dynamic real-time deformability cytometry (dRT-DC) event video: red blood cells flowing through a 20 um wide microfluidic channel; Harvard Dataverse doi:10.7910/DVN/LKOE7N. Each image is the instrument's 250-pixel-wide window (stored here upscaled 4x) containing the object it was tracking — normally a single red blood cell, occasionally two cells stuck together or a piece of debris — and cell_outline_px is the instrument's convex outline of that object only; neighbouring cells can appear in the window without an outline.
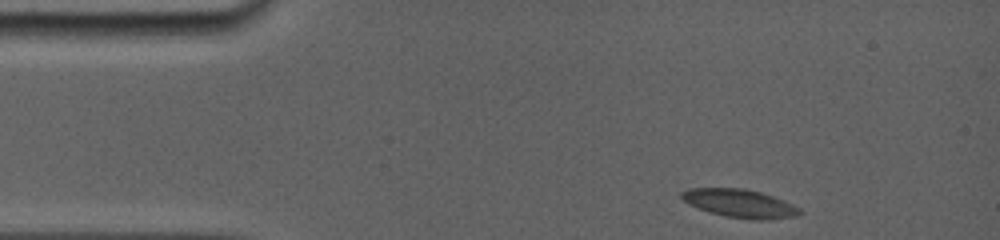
{"species": "common noctule bat (a hibernating species)", "species_latin": "Nyctalus noctula", "temperature_condition": "room temperature", "stored_images_in_passage": 61, "camera_frame_rate_fps": 5000, "um_per_image_px": 0.085, "animal": {"sex": "female", "body_mass_g": 19.0, "forearm_length_mm": 56.7}, "frame": {"image": 1, "passage_image": 1, "time_ms": 0.0, "image_size_px": [1000, 240], "cell_outline_px": [[804, 212], [800, 216], [768, 220], [752, 220], [724, 216], [708, 212], [688, 204], [680, 196], [680, 192], [688, 188], [744, 188], [760, 192], [784, 200], [800, 208]], "centroid_in_image_um": [62.91, 17.3], "position_along_channel_um": 22.1, "area_um2": 19.83}}
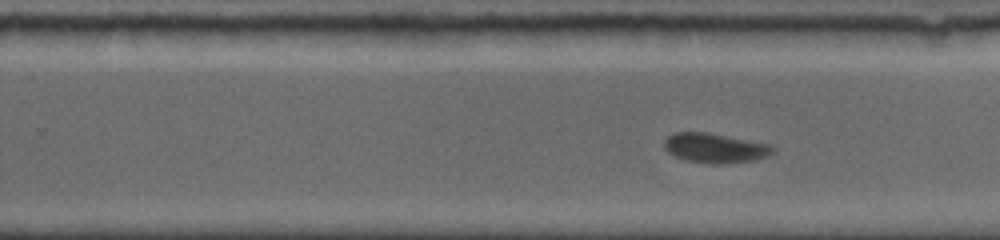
{"frame": {"image": 2, "passage_image": 33, "time_ms": 8.2, "image_size_px": [1000, 240], "cell_outline_px": [[776, 148], [772, 152], [756, 160], [724, 164], [708, 164], [688, 160], [676, 156], [668, 152], [664, 148], [664, 140], [668, 136], [676, 132], [708, 132], [772, 144]], "centroid_in_image_um": [60.79, 12.57], "position_along_channel_um": 269.0, "area_um2": 18.84}}
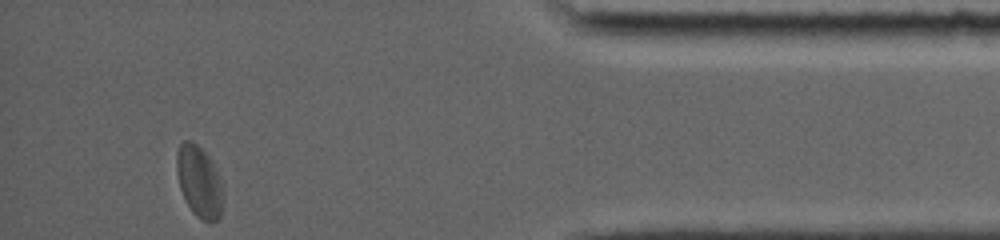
{"frame": {"image": 3, "passage_image": 61, "time_ms": 13.0, "image_size_px": [1000, 240], "cell_outline_px": [[224, 196], [220, 216], [212, 224], [208, 224], [200, 220], [192, 212], [180, 188], [176, 172], [176, 152], [180, 144], [184, 140], [188, 140], [196, 144], [212, 160], [224, 184]], "centroid_in_image_um": [16.97, 15.47], "position_along_channel_um": 418.2, "area_um2": 19.88}, "authors_computed_cell_mechanics": {"area_um2": 18.9584, "velocity_mm_per_s": 3.804, "shape_relaxation_time_tau1_ms": 3.3796, "shape_relaxation_time_tau2_ms": 1.1561, "deformation_change_tau1": 0.1111, "deformation_change_tau2": 0.0416}}